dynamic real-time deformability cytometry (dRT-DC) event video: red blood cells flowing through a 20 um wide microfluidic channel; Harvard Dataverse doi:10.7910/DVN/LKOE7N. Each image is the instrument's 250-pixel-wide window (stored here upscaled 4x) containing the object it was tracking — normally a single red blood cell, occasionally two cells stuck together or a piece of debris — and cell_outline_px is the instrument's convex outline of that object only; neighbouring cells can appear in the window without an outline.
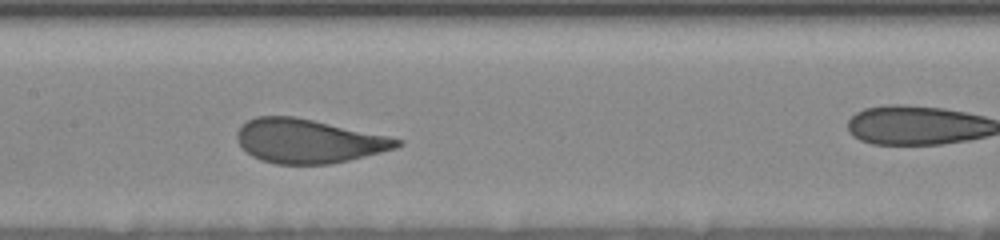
{"species": "human", "species_latin": "Homo sapiens", "temperature_condition": "room temperature", "stored_images_in_passage": 16, "camera_frame_rate_fps": 3000, "um_per_image_px": 0.085, "donor": {"sex": "female"}, "frame": {"image": 1, "passage_image": 12, "time_ms": 7.0, "image_size_px": [1000, 240], "cell_outline_px": [[404, 144], [396, 148], [332, 164], [276, 164], [260, 160], [252, 156], [240, 144], [236, 136], [236, 132], [248, 120], [256, 116], [296, 116], [388, 136], [400, 140]], "centroid_in_image_um": [26.2, 11.99], "position_along_channel_um": 181.2, "area_um2": 40.75}}
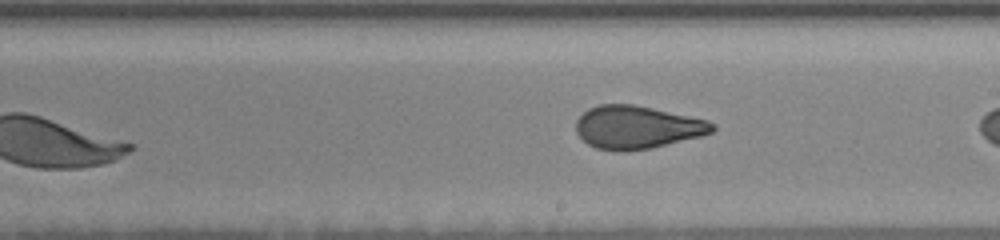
{"frame": {"image": 2, "passage_image": 16, "time_ms": 10.0, "image_size_px": [1000, 240], "cell_outline_px": [[716, 128], [712, 132], [700, 136], [652, 148], [620, 152], [596, 148], [588, 144], [576, 132], [576, 120], [588, 108], [600, 104], [632, 104], [652, 108], [708, 120], [716, 124]], "centroid_in_image_um": [54.15, 10.82], "position_along_channel_um": 234.9, "area_um2": 34.1}}